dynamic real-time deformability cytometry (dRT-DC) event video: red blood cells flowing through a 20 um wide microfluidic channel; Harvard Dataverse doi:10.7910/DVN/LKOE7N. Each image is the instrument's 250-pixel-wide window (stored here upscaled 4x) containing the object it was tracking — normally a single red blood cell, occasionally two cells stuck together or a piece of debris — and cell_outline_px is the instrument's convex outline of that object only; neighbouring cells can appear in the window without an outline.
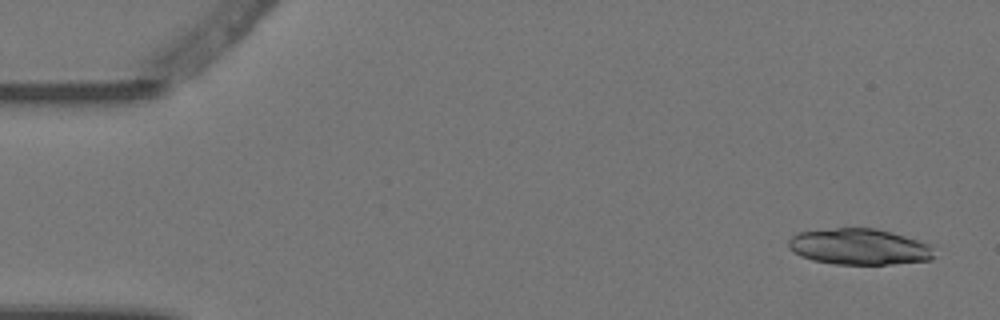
{"species": "Egyptian fruit bat (a non-hibernating species)", "species_latin": "Rousettus aegyptiacus", "temperature_condition": "warm", "stored_images_in_passage": 4, "camera_frame_rate_fps": 3000, "um_per_image_px": 0.085, "animal": {"sex": "female"}, "frame": {"image": 1, "passage_image": 1, "time_ms": 0.0, "image_size_px": [1000, 320], "cell_outline_px": [[936, 244], [932, 260], [892, 264], [832, 264], [812, 260], [800, 256], [792, 252], [788, 248], [788, 240], [796, 232], [836, 228], [876, 228], [892, 232]], "centroid_in_image_um": [73.08, 20.97], "position_along_channel_um": 11.9, "area_um2": 31.33}}